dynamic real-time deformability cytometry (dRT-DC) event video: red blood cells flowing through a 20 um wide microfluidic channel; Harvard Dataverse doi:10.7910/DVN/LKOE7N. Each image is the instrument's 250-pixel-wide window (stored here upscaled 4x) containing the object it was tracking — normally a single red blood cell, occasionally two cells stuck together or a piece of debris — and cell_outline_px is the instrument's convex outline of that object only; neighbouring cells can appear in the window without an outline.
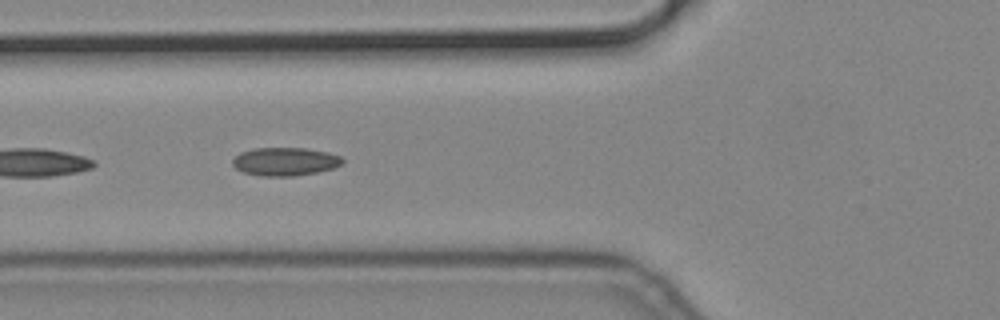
{"species": "common noctule bat (a hibernating species)", "species_latin": "Nyctalus noctula", "temperature_condition": "cold", "stored_images_in_passage": 24, "segment_of_instrument_passage": [2, 2], "camera_frame_rate_fps": 3000, "um_per_image_px": 0.085, "animal": {"sex": "male", "body_mass_g": 19.2, "forearm_length_mm": 51.8}, "frame": {"image": 1, "passage_image": 21, "time_ms": 6.667, "image_size_px": [1000, 320], "cell_outline_px": [[344, 160], [340, 164], [332, 168], [316, 172], [292, 176], [260, 176], [244, 172], [236, 168], [232, 164], [232, 160], [240, 152], [252, 148], [308, 148], [328, 152], [340, 156]], "centroid_in_image_um": [24.2, 13.72], "position_along_channel_um": 101.6, "area_um2": 18.03}}